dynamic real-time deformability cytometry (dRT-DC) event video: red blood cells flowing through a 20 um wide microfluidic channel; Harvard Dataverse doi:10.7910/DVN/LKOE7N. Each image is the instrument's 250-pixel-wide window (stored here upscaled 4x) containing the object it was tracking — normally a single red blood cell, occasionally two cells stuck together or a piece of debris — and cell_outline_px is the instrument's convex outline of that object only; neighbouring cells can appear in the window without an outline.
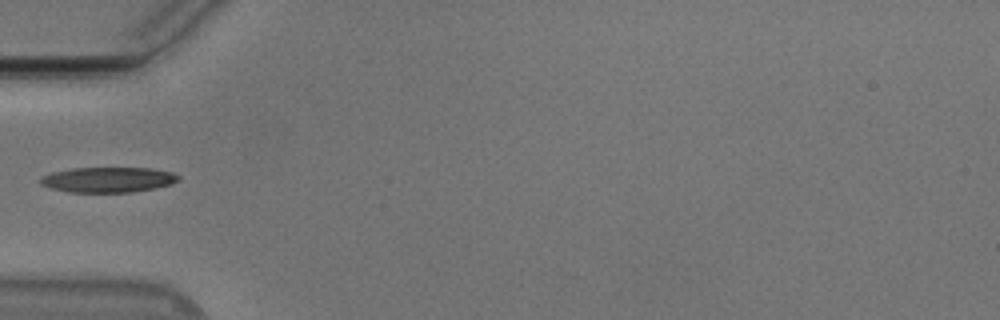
{"species": "Egyptian fruit bat (a non-hibernating species)", "species_latin": "Rousettus aegyptiacus", "temperature_condition": "cold", "stored_images_in_passage": 23, "camera_frame_rate_fps": 3000, "um_per_image_px": 0.085, "animal": {"sex": "male"}, "frame": {"image": 1, "passage_image": 1, "time_ms": 0.0, "image_size_px": [1000, 320], "cell_outline_px": [[180, 180], [172, 184], [156, 188], [132, 192], [68, 192], [52, 188], [40, 184], [40, 176], [52, 172], [72, 168], [152, 168], [172, 172], [180, 176]], "centroid_in_image_um": [9.21, 15.27], "position_along_channel_um": 75.8, "area_um2": 20.46}}
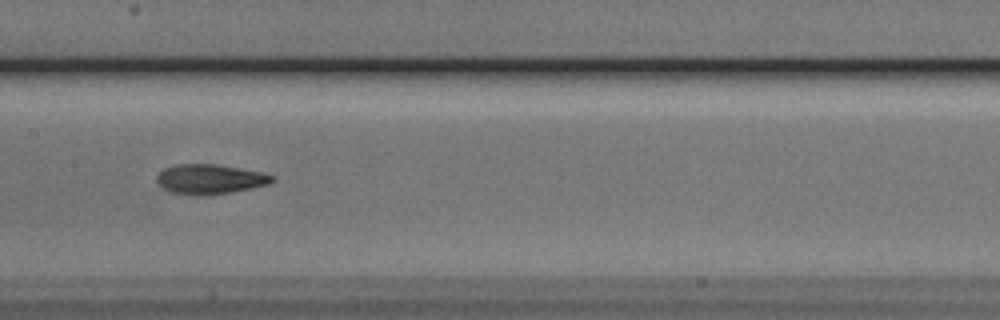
{"frame": {"image": 2, "passage_image": 10, "time_ms": 3.0, "image_size_px": [1000, 320], "cell_outline_px": [[276, 180], [268, 184], [252, 188], [204, 196], [196, 196], [172, 192], [164, 188], [156, 180], [156, 176], [164, 168], [176, 164], [216, 164], [264, 172], [276, 176]], "centroid_in_image_um": [17.88, 15.22], "position_along_channel_um": 189.5, "area_um2": 20.11}}
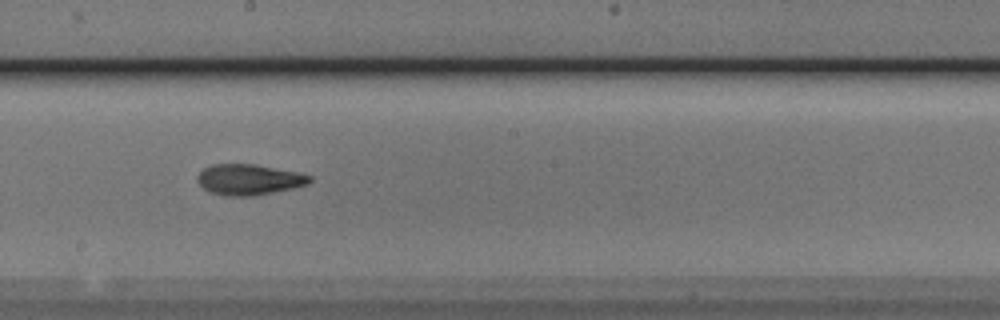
{"frame": {"image": 3, "passage_image": 13, "time_ms": 4.0, "image_size_px": [1000, 320], "cell_outline_px": [[312, 180], [308, 184], [292, 188], [256, 196], [228, 196], [212, 192], [204, 188], [196, 180], [196, 176], [204, 168], [212, 164], [256, 164], [300, 172], [312, 176]], "centroid_in_image_um": [21.19, 15.25], "position_along_channel_um": 227.0, "area_um2": 20.23}}